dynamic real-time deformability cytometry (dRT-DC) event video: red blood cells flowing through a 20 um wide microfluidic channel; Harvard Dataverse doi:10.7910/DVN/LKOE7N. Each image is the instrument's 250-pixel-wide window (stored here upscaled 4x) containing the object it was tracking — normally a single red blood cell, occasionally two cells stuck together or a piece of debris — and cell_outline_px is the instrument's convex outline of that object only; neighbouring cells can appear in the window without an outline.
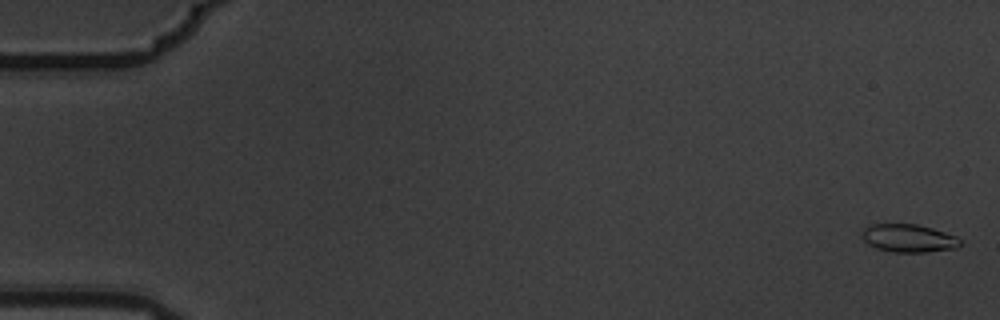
{"species": "common noctule bat (a hibernating species)", "species_latin": "Nyctalus noctula", "temperature_condition": "warm", "stored_images_in_passage": 7, "camera_frame_rate_fps": 3000, "um_per_image_px": 0.085, "animal": {"sex": "male", "body_mass_g": 19.5, "forearm_length_mm": 54.6}, "frame": {"image": 1, "passage_image": 1, "time_ms": 0.0, "image_size_px": [1000, 320], "cell_outline_px": [[960, 244], [956, 248], [924, 252], [896, 252], [876, 248], [868, 244], [864, 240], [864, 228], [868, 224], [916, 224], [932, 228], [956, 236], [960, 240]], "centroid_in_image_um": [77.23, 20.24], "position_along_channel_um": 7.8, "area_um2": 15.78}}
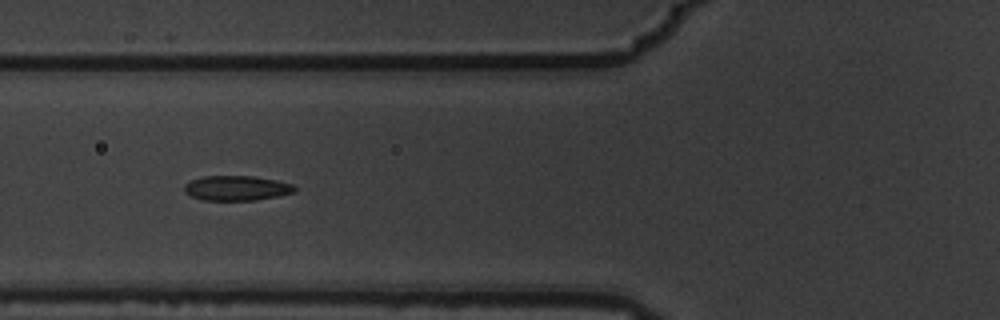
{"frame": {"image": 2, "passage_image": 7, "time_ms": 2.0, "image_size_px": [1000, 320], "cell_outline_px": [[296, 192], [256, 200], [204, 200], [192, 196], [184, 192], [184, 184], [192, 180], [204, 176], [252, 176], [276, 180], [292, 184], [296, 188]], "centroid_in_image_um": [20.11, 15.99], "position_along_channel_um": 105.7, "area_um2": 15.9}}